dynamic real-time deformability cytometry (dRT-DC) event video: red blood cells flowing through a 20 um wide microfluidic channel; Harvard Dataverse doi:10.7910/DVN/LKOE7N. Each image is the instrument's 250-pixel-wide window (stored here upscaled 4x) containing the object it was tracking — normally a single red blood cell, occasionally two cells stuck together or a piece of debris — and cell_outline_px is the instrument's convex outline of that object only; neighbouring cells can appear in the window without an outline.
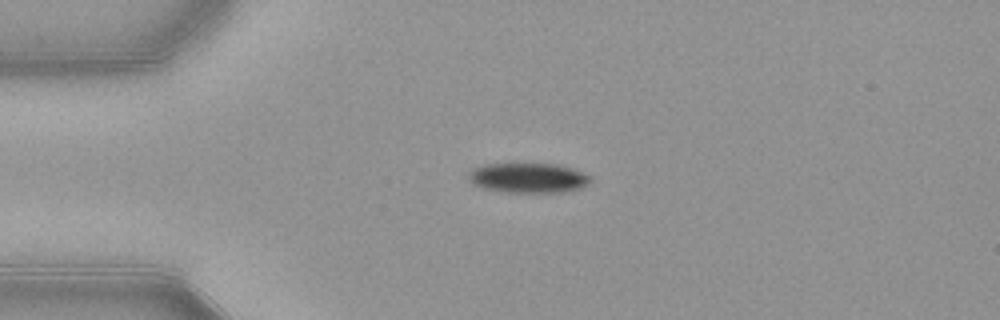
{"species": "common noctule bat (a hibernating species)", "species_latin": "Nyctalus noctula", "temperature_condition": "warm", "stored_images_in_passage": 36, "camera_frame_rate_fps": 3000, "um_per_image_px": 0.085, "animal": {"sex": "female", "body_mass_g": 21.9}, "frame": {"image": 1, "passage_image": 1, "time_ms": 0.0, "image_size_px": [1000, 320], "cell_outline_px": [[592, 180], [588, 184], [580, 188], [568, 192], [504, 192], [484, 188], [472, 184], [468, 180], [468, 172], [472, 168], [484, 164], [556, 164], [572, 168], [592, 176]], "centroid_in_image_um": [44.9, 15.12], "position_along_channel_um": 40.1, "area_um2": 21.44}}
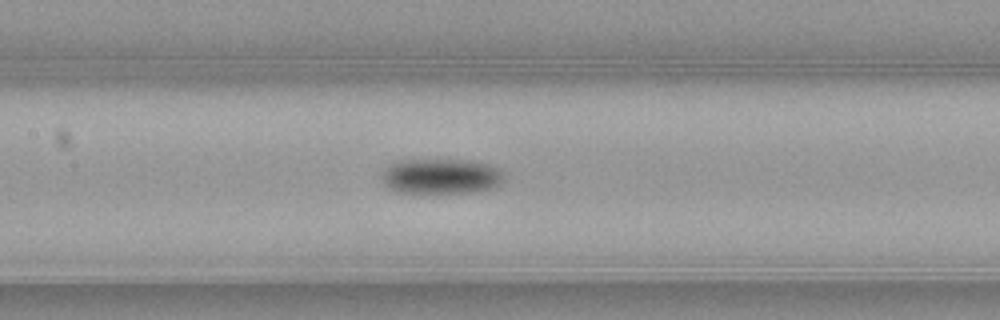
{"frame": {"image": 2, "passage_image": 13, "time_ms": 4.0, "image_size_px": [1000, 320], "cell_outline_px": [[504, 180], [500, 184], [492, 188], [472, 192], [396, 192], [388, 188], [384, 184], [380, 176], [380, 172], [388, 164], [396, 160], [472, 160], [488, 164], [504, 172]], "centroid_in_image_um": [37.44, 14.97], "position_along_channel_um": 170.0, "area_um2": 25.37}}
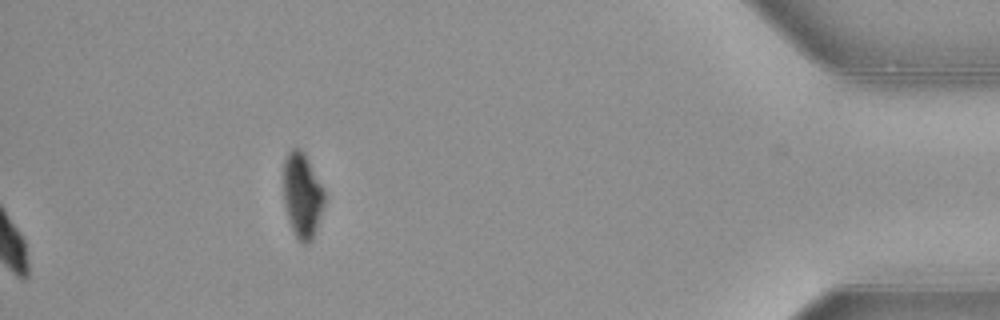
{"frame": {"image": 3, "passage_image": 36, "time_ms": 11.667, "image_size_px": [1000, 320], "cell_outline_px": [[324, 204], [312, 240], [308, 244], [304, 244], [296, 236], [288, 220], [284, 204], [284, 160], [288, 152], [292, 148], [300, 148], [304, 152], [324, 192]], "centroid_in_image_um": [25.67, 16.6], "position_along_channel_um": 409.5, "area_um2": 19.88}, "authors_computed_cell_mechanics": {"area_um2": 23.7269, "velocity_mm_per_s": 3.9041, "shape_relaxation_time_tau1_ms": 5.9576, "shape_relaxation_time_tau2_ms": null, "deformation_change_tau1": 0.214, "deformation_change_tau2": null}}